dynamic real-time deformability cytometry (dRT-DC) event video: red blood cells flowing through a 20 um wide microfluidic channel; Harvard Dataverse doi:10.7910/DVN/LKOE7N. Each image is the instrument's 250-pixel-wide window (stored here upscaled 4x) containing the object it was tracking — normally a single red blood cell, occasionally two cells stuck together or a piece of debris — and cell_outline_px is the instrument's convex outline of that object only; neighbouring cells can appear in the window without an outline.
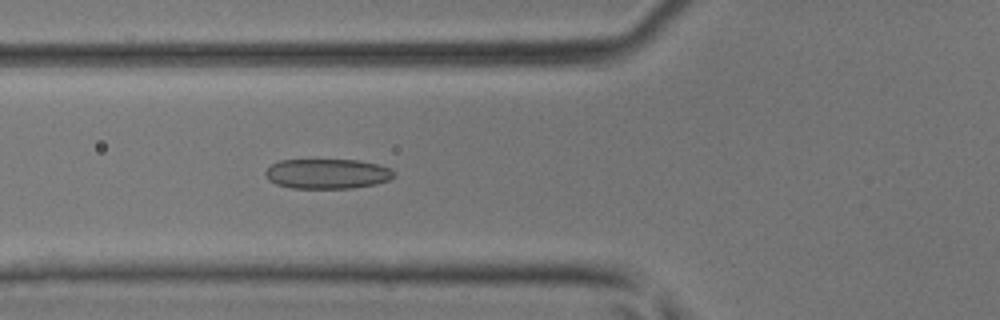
{"species": "common noctule bat (a hibernating species)", "species_latin": "Nyctalus noctula", "temperature_condition": "room temperature", "stored_images_in_passage": 46, "camera_frame_rate_fps": 3000, "um_per_image_px": 0.085, "animal": {"sex": "male", "body_mass_g": 17.9, "forearm_length_mm": 54.2}, "frame": {"image": 1, "passage_image": 17, "time_ms": 5.333, "image_size_px": [1000, 320], "cell_outline_px": [[396, 176], [388, 180], [376, 184], [352, 188], [292, 188], [276, 184], [268, 180], [264, 172], [272, 164], [280, 160], [356, 160], [376, 164], [392, 168], [396, 172]], "centroid_in_image_um": [27.84, 14.77], "position_along_channel_um": 98.0, "area_um2": 22.48}}
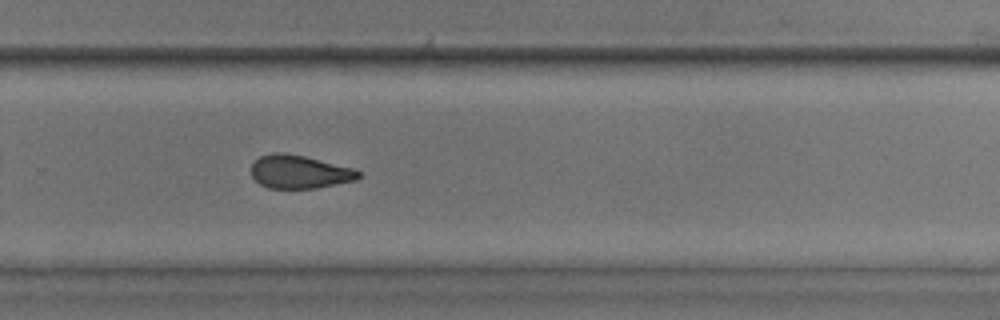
{"frame": {"image": 2, "passage_image": 31, "time_ms": 10.0, "image_size_px": [1000, 320], "cell_outline_px": [[360, 176], [356, 180], [316, 188], [268, 188], [260, 184], [252, 176], [252, 164], [260, 156], [272, 152], [284, 152], [304, 156], [356, 168], [360, 172]], "centroid_in_image_um": [25.47, 14.59], "position_along_channel_um": 304.3, "area_um2": 20.87}}
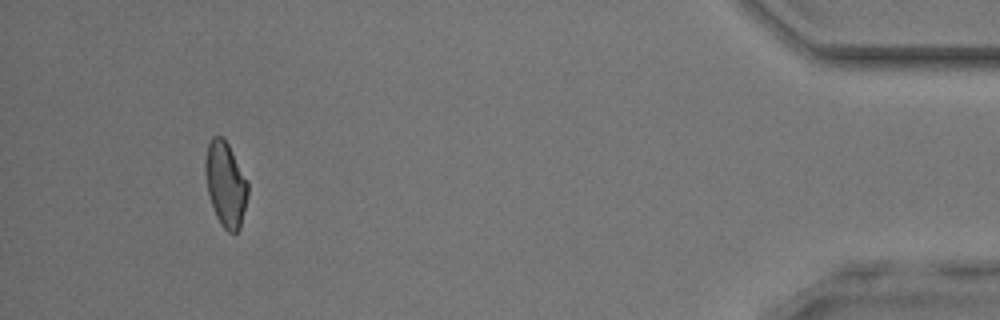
{"frame": {"image": 3, "passage_image": 43, "time_ms": 14.0, "image_size_px": [1000, 320], "cell_outline_px": [[248, 196], [240, 228], [236, 232], [228, 232], [220, 224], [216, 216], [208, 192], [204, 168], [204, 164], [208, 144], [212, 136], [220, 136], [228, 144], [248, 180]], "centroid_in_image_um": [19.18, 15.66], "position_along_channel_um": 416.0, "area_um2": 20.98}}